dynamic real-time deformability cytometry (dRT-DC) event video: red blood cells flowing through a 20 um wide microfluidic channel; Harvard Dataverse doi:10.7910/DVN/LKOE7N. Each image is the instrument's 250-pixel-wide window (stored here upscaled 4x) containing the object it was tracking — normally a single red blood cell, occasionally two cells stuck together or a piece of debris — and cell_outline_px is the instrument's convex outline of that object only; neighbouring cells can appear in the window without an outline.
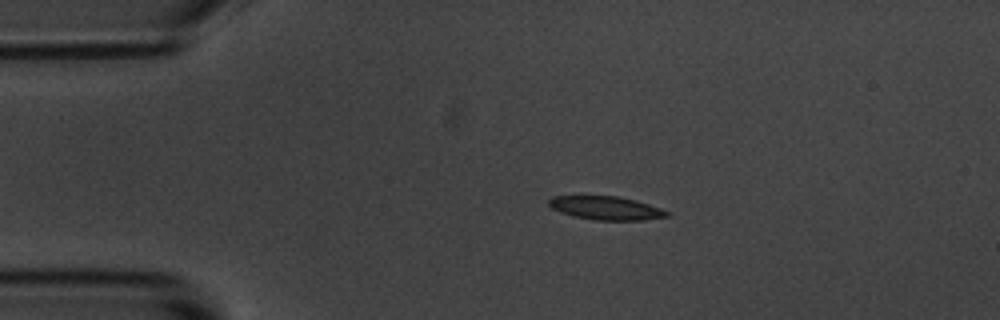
{"species": "common noctule bat (a hibernating species)", "species_latin": "Nyctalus noctula", "temperature_condition": "room temperature", "stored_images_in_passage": 2, "camera_frame_rate_fps": 3000, "um_per_image_px": 0.085, "animal": {"sex": "male", "body_mass_g": 20.1, "forearm_length_mm": 53.5}, "frame": {"image": 1, "passage_image": 1, "time_ms": 0.0, "image_size_px": [1000, 320], "cell_outline_px": [[672, 212], [668, 216], [644, 220], [596, 220], [572, 216], [560, 212], [552, 208], [548, 204], [548, 200], [552, 196], [616, 196], [636, 200]], "centroid_in_image_um": [51.51, 17.68], "position_along_channel_um": 33.5, "area_um2": 16.18}}